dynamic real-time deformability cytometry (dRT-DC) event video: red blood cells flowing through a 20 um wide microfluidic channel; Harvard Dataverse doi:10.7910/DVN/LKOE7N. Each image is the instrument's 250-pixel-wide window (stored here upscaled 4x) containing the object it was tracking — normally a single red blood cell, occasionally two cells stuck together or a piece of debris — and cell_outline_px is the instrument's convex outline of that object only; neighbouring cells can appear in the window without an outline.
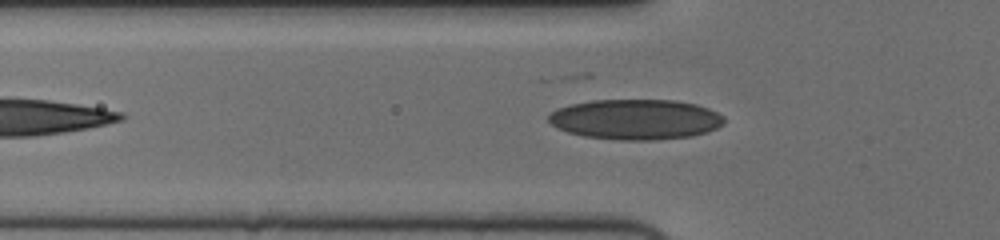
{"species": "human", "species_latin": "Homo sapiens", "temperature_condition": "cold", "stored_images_in_passage": 41, "camera_frame_rate_fps": 3000, "um_per_image_px": 0.085, "donor": {"sex": "female"}, "frame": {"image": 1, "passage_image": 6, "time_ms": 1.667, "image_size_px": [1000, 240], "cell_outline_px": [[724, 124], [708, 132], [692, 136], [656, 140], [620, 140], [584, 136], [568, 132], [556, 128], [548, 120], [548, 116], [556, 108], [568, 104], [592, 100], [672, 100], [696, 104], [708, 108], [724, 116]], "centroid_in_image_um": [54.02, 10.15], "position_along_channel_um": 71.8, "area_um2": 41.44}}
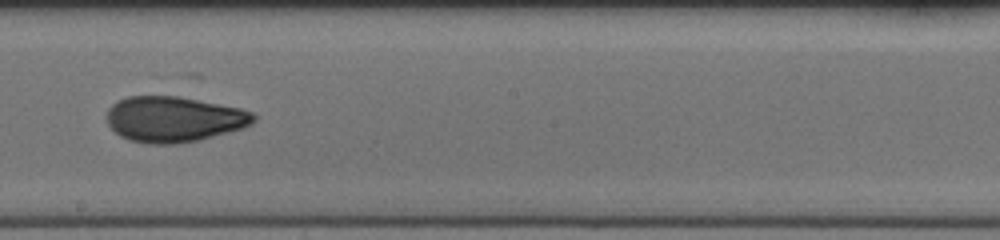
{"frame": {"image": 2, "passage_image": 19, "time_ms": 6.0, "image_size_px": [1000, 240], "cell_outline_px": [[256, 120], [252, 124], [244, 128], [200, 140], [176, 144], [148, 144], [128, 140], [120, 136], [108, 124], [108, 108], [116, 100], [128, 96], [180, 96], [240, 108], [252, 112], [256, 116]], "centroid_in_image_um": [14.79, 10.13], "position_along_channel_um": 233.4, "area_um2": 39.3}}
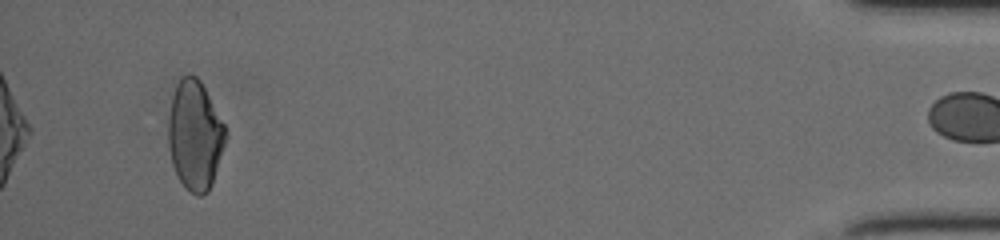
{"frame": {"image": 3, "passage_image": 40, "time_ms": 13.0, "image_size_px": [1000, 240], "cell_outline_px": [[228, 136], [212, 184], [208, 192], [200, 196], [196, 196], [180, 180], [172, 164], [168, 144], [168, 116], [172, 96], [176, 84], [180, 76], [188, 72], [196, 76], [200, 80], [224, 124], [228, 132]], "centroid_in_image_um": [16.57, 11.46], "position_along_channel_um": 418.6, "area_um2": 36.76}, "authors_computed_cell_mechanics": {"area_um2": 38.6104, "velocity_mm_per_s": 3.7408, "shape_relaxation_time_tau1_ms": 7.1243, "shape_relaxation_time_tau2_ms": 1.5975, "deformation_change_tau1": 0.1947, "deformation_change_tau2": 0.0598}}